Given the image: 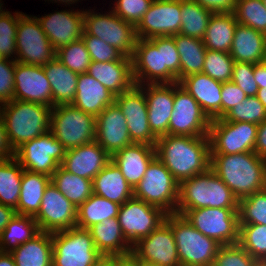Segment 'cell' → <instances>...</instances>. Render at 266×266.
I'll return each instance as SVG.
<instances>
[{"instance_id": "cell-1", "label": "cell", "mask_w": 266, "mask_h": 266, "mask_svg": "<svg viewBox=\"0 0 266 266\" xmlns=\"http://www.w3.org/2000/svg\"><path fill=\"white\" fill-rule=\"evenodd\" d=\"M156 157L180 184L210 168L209 136L164 135L157 138Z\"/></svg>"}, {"instance_id": "cell-2", "label": "cell", "mask_w": 266, "mask_h": 266, "mask_svg": "<svg viewBox=\"0 0 266 266\" xmlns=\"http://www.w3.org/2000/svg\"><path fill=\"white\" fill-rule=\"evenodd\" d=\"M210 168L231 189L238 201L266 188V159L254 151L211 154Z\"/></svg>"}, {"instance_id": "cell-3", "label": "cell", "mask_w": 266, "mask_h": 266, "mask_svg": "<svg viewBox=\"0 0 266 266\" xmlns=\"http://www.w3.org/2000/svg\"><path fill=\"white\" fill-rule=\"evenodd\" d=\"M51 109L43 104L15 99L1 104L0 114L13 151L50 131Z\"/></svg>"}, {"instance_id": "cell-4", "label": "cell", "mask_w": 266, "mask_h": 266, "mask_svg": "<svg viewBox=\"0 0 266 266\" xmlns=\"http://www.w3.org/2000/svg\"><path fill=\"white\" fill-rule=\"evenodd\" d=\"M239 201L231 189L209 168L179 184L178 215L191 209L238 208Z\"/></svg>"}, {"instance_id": "cell-5", "label": "cell", "mask_w": 266, "mask_h": 266, "mask_svg": "<svg viewBox=\"0 0 266 266\" xmlns=\"http://www.w3.org/2000/svg\"><path fill=\"white\" fill-rule=\"evenodd\" d=\"M165 221L173 231L181 266L212 265L221 244L203 235L181 215L167 214Z\"/></svg>"}, {"instance_id": "cell-6", "label": "cell", "mask_w": 266, "mask_h": 266, "mask_svg": "<svg viewBox=\"0 0 266 266\" xmlns=\"http://www.w3.org/2000/svg\"><path fill=\"white\" fill-rule=\"evenodd\" d=\"M96 117L71 104L51 109L50 132L68 150L96 139Z\"/></svg>"}, {"instance_id": "cell-7", "label": "cell", "mask_w": 266, "mask_h": 266, "mask_svg": "<svg viewBox=\"0 0 266 266\" xmlns=\"http://www.w3.org/2000/svg\"><path fill=\"white\" fill-rule=\"evenodd\" d=\"M134 198L175 214L179 199V183L165 165L155 157L134 188Z\"/></svg>"}, {"instance_id": "cell-8", "label": "cell", "mask_w": 266, "mask_h": 266, "mask_svg": "<svg viewBox=\"0 0 266 266\" xmlns=\"http://www.w3.org/2000/svg\"><path fill=\"white\" fill-rule=\"evenodd\" d=\"M52 266H91L102 254L88 229L73 227L52 233Z\"/></svg>"}, {"instance_id": "cell-9", "label": "cell", "mask_w": 266, "mask_h": 266, "mask_svg": "<svg viewBox=\"0 0 266 266\" xmlns=\"http://www.w3.org/2000/svg\"><path fill=\"white\" fill-rule=\"evenodd\" d=\"M182 216L203 235L222 246L238 243V208L205 207L188 210Z\"/></svg>"}, {"instance_id": "cell-10", "label": "cell", "mask_w": 266, "mask_h": 266, "mask_svg": "<svg viewBox=\"0 0 266 266\" xmlns=\"http://www.w3.org/2000/svg\"><path fill=\"white\" fill-rule=\"evenodd\" d=\"M116 48L124 56L132 58L137 41L136 28L113 11L98 14L84 11V31Z\"/></svg>"}, {"instance_id": "cell-11", "label": "cell", "mask_w": 266, "mask_h": 266, "mask_svg": "<svg viewBox=\"0 0 266 266\" xmlns=\"http://www.w3.org/2000/svg\"><path fill=\"white\" fill-rule=\"evenodd\" d=\"M65 153L63 145L48 131L23 143L14 151V157L24 169L51 177L63 162Z\"/></svg>"}, {"instance_id": "cell-12", "label": "cell", "mask_w": 266, "mask_h": 266, "mask_svg": "<svg viewBox=\"0 0 266 266\" xmlns=\"http://www.w3.org/2000/svg\"><path fill=\"white\" fill-rule=\"evenodd\" d=\"M19 17L16 34L17 62L27 65L44 66L56 57V50L42 30L37 17Z\"/></svg>"}, {"instance_id": "cell-13", "label": "cell", "mask_w": 266, "mask_h": 266, "mask_svg": "<svg viewBox=\"0 0 266 266\" xmlns=\"http://www.w3.org/2000/svg\"><path fill=\"white\" fill-rule=\"evenodd\" d=\"M258 125L250 122L211 120L209 140L211 154H238L254 151Z\"/></svg>"}, {"instance_id": "cell-14", "label": "cell", "mask_w": 266, "mask_h": 266, "mask_svg": "<svg viewBox=\"0 0 266 266\" xmlns=\"http://www.w3.org/2000/svg\"><path fill=\"white\" fill-rule=\"evenodd\" d=\"M166 216L161 208L133 197L120 205L117 218L123 236L133 246L162 224Z\"/></svg>"}, {"instance_id": "cell-15", "label": "cell", "mask_w": 266, "mask_h": 266, "mask_svg": "<svg viewBox=\"0 0 266 266\" xmlns=\"http://www.w3.org/2000/svg\"><path fill=\"white\" fill-rule=\"evenodd\" d=\"M211 120L198 102L180 85L174 83V104L169 120V135L208 136Z\"/></svg>"}, {"instance_id": "cell-16", "label": "cell", "mask_w": 266, "mask_h": 266, "mask_svg": "<svg viewBox=\"0 0 266 266\" xmlns=\"http://www.w3.org/2000/svg\"><path fill=\"white\" fill-rule=\"evenodd\" d=\"M115 102L125 116L131 141L155 146L157 137L149 126L143 85L134 84L129 90L116 96Z\"/></svg>"}, {"instance_id": "cell-17", "label": "cell", "mask_w": 266, "mask_h": 266, "mask_svg": "<svg viewBox=\"0 0 266 266\" xmlns=\"http://www.w3.org/2000/svg\"><path fill=\"white\" fill-rule=\"evenodd\" d=\"M34 219L40 231H65L76 227L77 208L50 182Z\"/></svg>"}, {"instance_id": "cell-18", "label": "cell", "mask_w": 266, "mask_h": 266, "mask_svg": "<svg viewBox=\"0 0 266 266\" xmlns=\"http://www.w3.org/2000/svg\"><path fill=\"white\" fill-rule=\"evenodd\" d=\"M132 254L140 261L158 266H181L170 225L164 221L147 237L132 246Z\"/></svg>"}, {"instance_id": "cell-19", "label": "cell", "mask_w": 266, "mask_h": 266, "mask_svg": "<svg viewBox=\"0 0 266 266\" xmlns=\"http://www.w3.org/2000/svg\"><path fill=\"white\" fill-rule=\"evenodd\" d=\"M135 28L140 39L179 34L181 0H154Z\"/></svg>"}, {"instance_id": "cell-20", "label": "cell", "mask_w": 266, "mask_h": 266, "mask_svg": "<svg viewBox=\"0 0 266 266\" xmlns=\"http://www.w3.org/2000/svg\"><path fill=\"white\" fill-rule=\"evenodd\" d=\"M132 76L136 85L144 82L163 84L162 36L137 38L132 56Z\"/></svg>"}, {"instance_id": "cell-21", "label": "cell", "mask_w": 266, "mask_h": 266, "mask_svg": "<svg viewBox=\"0 0 266 266\" xmlns=\"http://www.w3.org/2000/svg\"><path fill=\"white\" fill-rule=\"evenodd\" d=\"M14 99L52 107V90L43 66L15 60Z\"/></svg>"}, {"instance_id": "cell-22", "label": "cell", "mask_w": 266, "mask_h": 266, "mask_svg": "<svg viewBox=\"0 0 266 266\" xmlns=\"http://www.w3.org/2000/svg\"><path fill=\"white\" fill-rule=\"evenodd\" d=\"M96 127L95 141L110 156L133 143L125 116L115 101L96 117Z\"/></svg>"}, {"instance_id": "cell-23", "label": "cell", "mask_w": 266, "mask_h": 266, "mask_svg": "<svg viewBox=\"0 0 266 266\" xmlns=\"http://www.w3.org/2000/svg\"><path fill=\"white\" fill-rule=\"evenodd\" d=\"M37 19L56 51L82 38L84 11H59Z\"/></svg>"}, {"instance_id": "cell-24", "label": "cell", "mask_w": 266, "mask_h": 266, "mask_svg": "<svg viewBox=\"0 0 266 266\" xmlns=\"http://www.w3.org/2000/svg\"><path fill=\"white\" fill-rule=\"evenodd\" d=\"M146 85L144 88L145 83L143 84V92L146 97L150 129L157 138L168 135L174 104V83Z\"/></svg>"}, {"instance_id": "cell-25", "label": "cell", "mask_w": 266, "mask_h": 266, "mask_svg": "<svg viewBox=\"0 0 266 266\" xmlns=\"http://www.w3.org/2000/svg\"><path fill=\"white\" fill-rule=\"evenodd\" d=\"M111 161V156L96 142L66 150L61 167L69 173L89 180Z\"/></svg>"}, {"instance_id": "cell-26", "label": "cell", "mask_w": 266, "mask_h": 266, "mask_svg": "<svg viewBox=\"0 0 266 266\" xmlns=\"http://www.w3.org/2000/svg\"><path fill=\"white\" fill-rule=\"evenodd\" d=\"M180 85L198 102L210 120L222 118V82L204 73L183 78Z\"/></svg>"}, {"instance_id": "cell-27", "label": "cell", "mask_w": 266, "mask_h": 266, "mask_svg": "<svg viewBox=\"0 0 266 266\" xmlns=\"http://www.w3.org/2000/svg\"><path fill=\"white\" fill-rule=\"evenodd\" d=\"M87 73L115 97L129 90L135 84L132 76V58L126 56L110 62L92 61Z\"/></svg>"}, {"instance_id": "cell-28", "label": "cell", "mask_w": 266, "mask_h": 266, "mask_svg": "<svg viewBox=\"0 0 266 266\" xmlns=\"http://www.w3.org/2000/svg\"><path fill=\"white\" fill-rule=\"evenodd\" d=\"M156 157L155 147L132 143L111 156L126 181L134 189L144 176L150 162Z\"/></svg>"}, {"instance_id": "cell-29", "label": "cell", "mask_w": 266, "mask_h": 266, "mask_svg": "<svg viewBox=\"0 0 266 266\" xmlns=\"http://www.w3.org/2000/svg\"><path fill=\"white\" fill-rule=\"evenodd\" d=\"M114 101L115 96L94 77L88 73L79 74L72 106L97 117Z\"/></svg>"}, {"instance_id": "cell-30", "label": "cell", "mask_w": 266, "mask_h": 266, "mask_svg": "<svg viewBox=\"0 0 266 266\" xmlns=\"http://www.w3.org/2000/svg\"><path fill=\"white\" fill-rule=\"evenodd\" d=\"M229 54L235 62L262 63L266 54V34L237 23Z\"/></svg>"}, {"instance_id": "cell-31", "label": "cell", "mask_w": 266, "mask_h": 266, "mask_svg": "<svg viewBox=\"0 0 266 266\" xmlns=\"http://www.w3.org/2000/svg\"><path fill=\"white\" fill-rule=\"evenodd\" d=\"M92 186L94 194L119 205L134 197V189L112 161L95 176Z\"/></svg>"}, {"instance_id": "cell-32", "label": "cell", "mask_w": 266, "mask_h": 266, "mask_svg": "<svg viewBox=\"0 0 266 266\" xmlns=\"http://www.w3.org/2000/svg\"><path fill=\"white\" fill-rule=\"evenodd\" d=\"M52 90V108L72 104L79 74L71 71L56 57L43 66Z\"/></svg>"}, {"instance_id": "cell-33", "label": "cell", "mask_w": 266, "mask_h": 266, "mask_svg": "<svg viewBox=\"0 0 266 266\" xmlns=\"http://www.w3.org/2000/svg\"><path fill=\"white\" fill-rule=\"evenodd\" d=\"M88 230L95 248L102 255L125 256L132 253V246L123 236L118 218L105 219Z\"/></svg>"}, {"instance_id": "cell-34", "label": "cell", "mask_w": 266, "mask_h": 266, "mask_svg": "<svg viewBox=\"0 0 266 266\" xmlns=\"http://www.w3.org/2000/svg\"><path fill=\"white\" fill-rule=\"evenodd\" d=\"M52 233L40 231L12 250L16 266H52Z\"/></svg>"}, {"instance_id": "cell-35", "label": "cell", "mask_w": 266, "mask_h": 266, "mask_svg": "<svg viewBox=\"0 0 266 266\" xmlns=\"http://www.w3.org/2000/svg\"><path fill=\"white\" fill-rule=\"evenodd\" d=\"M50 182V176L24 169L16 214L35 216L40 209L45 188Z\"/></svg>"}, {"instance_id": "cell-36", "label": "cell", "mask_w": 266, "mask_h": 266, "mask_svg": "<svg viewBox=\"0 0 266 266\" xmlns=\"http://www.w3.org/2000/svg\"><path fill=\"white\" fill-rule=\"evenodd\" d=\"M237 23L234 13L212 14L202 38L206 49L229 53Z\"/></svg>"}, {"instance_id": "cell-37", "label": "cell", "mask_w": 266, "mask_h": 266, "mask_svg": "<svg viewBox=\"0 0 266 266\" xmlns=\"http://www.w3.org/2000/svg\"><path fill=\"white\" fill-rule=\"evenodd\" d=\"M180 56V81L188 75L202 73L207 51L202 39L182 34L174 35Z\"/></svg>"}, {"instance_id": "cell-38", "label": "cell", "mask_w": 266, "mask_h": 266, "mask_svg": "<svg viewBox=\"0 0 266 266\" xmlns=\"http://www.w3.org/2000/svg\"><path fill=\"white\" fill-rule=\"evenodd\" d=\"M120 205L104 197L92 194L77 208L76 227L89 229L105 219L117 218Z\"/></svg>"}, {"instance_id": "cell-39", "label": "cell", "mask_w": 266, "mask_h": 266, "mask_svg": "<svg viewBox=\"0 0 266 266\" xmlns=\"http://www.w3.org/2000/svg\"><path fill=\"white\" fill-rule=\"evenodd\" d=\"M51 183L78 208L92 194V180L76 176L59 166L51 176Z\"/></svg>"}, {"instance_id": "cell-40", "label": "cell", "mask_w": 266, "mask_h": 266, "mask_svg": "<svg viewBox=\"0 0 266 266\" xmlns=\"http://www.w3.org/2000/svg\"><path fill=\"white\" fill-rule=\"evenodd\" d=\"M24 168L14 156L0 160V203L14 209L21 191V179Z\"/></svg>"}, {"instance_id": "cell-41", "label": "cell", "mask_w": 266, "mask_h": 266, "mask_svg": "<svg viewBox=\"0 0 266 266\" xmlns=\"http://www.w3.org/2000/svg\"><path fill=\"white\" fill-rule=\"evenodd\" d=\"M39 232L34 216L16 214L0 235V251L11 252Z\"/></svg>"}, {"instance_id": "cell-42", "label": "cell", "mask_w": 266, "mask_h": 266, "mask_svg": "<svg viewBox=\"0 0 266 266\" xmlns=\"http://www.w3.org/2000/svg\"><path fill=\"white\" fill-rule=\"evenodd\" d=\"M212 12L193 0H181L180 34L202 39Z\"/></svg>"}, {"instance_id": "cell-43", "label": "cell", "mask_w": 266, "mask_h": 266, "mask_svg": "<svg viewBox=\"0 0 266 266\" xmlns=\"http://www.w3.org/2000/svg\"><path fill=\"white\" fill-rule=\"evenodd\" d=\"M233 13L238 23L266 34V8L263 0H236Z\"/></svg>"}, {"instance_id": "cell-44", "label": "cell", "mask_w": 266, "mask_h": 266, "mask_svg": "<svg viewBox=\"0 0 266 266\" xmlns=\"http://www.w3.org/2000/svg\"><path fill=\"white\" fill-rule=\"evenodd\" d=\"M238 243L255 259L266 260V225L239 224Z\"/></svg>"}, {"instance_id": "cell-45", "label": "cell", "mask_w": 266, "mask_h": 266, "mask_svg": "<svg viewBox=\"0 0 266 266\" xmlns=\"http://www.w3.org/2000/svg\"><path fill=\"white\" fill-rule=\"evenodd\" d=\"M238 213L239 224L266 225V188L240 199Z\"/></svg>"}, {"instance_id": "cell-46", "label": "cell", "mask_w": 266, "mask_h": 266, "mask_svg": "<svg viewBox=\"0 0 266 266\" xmlns=\"http://www.w3.org/2000/svg\"><path fill=\"white\" fill-rule=\"evenodd\" d=\"M56 58L77 74L87 73L91 57L82 39L56 51Z\"/></svg>"}, {"instance_id": "cell-47", "label": "cell", "mask_w": 266, "mask_h": 266, "mask_svg": "<svg viewBox=\"0 0 266 266\" xmlns=\"http://www.w3.org/2000/svg\"><path fill=\"white\" fill-rule=\"evenodd\" d=\"M222 119L259 125L266 120V110L256 96H247L242 102H239L238 105L228 111Z\"/></svg>"}, {"instance_id": "cell-48", "label": "cell", "mask_w": 266, "mask_h": 266, "mask_svg": "<svg viewBox=\"0 0 266 266\" xmlns=\"http://www.w3.org/2000/svg\"><path fill=\"white\" fill-rule=\"evenodd\" d=\"M234 62L229 53L207 49L202 73L222 83L231 81Z\"/></svg>"}, {"instance_id": "cell-49", "label": "cell", "mask_w": 266, "mask_h": 266, "mask_svg": "<svg viewBox=\"0 0 266 266\" xmlns=\"http://www.w3.org/2000/svg\"><path fill=\"white\" fill-rule=\"evenodd\" d=\"M163 84L180 82V56L174 36H162Z\"/></svg>"}, {"instance_id": "cell-50", "label": "cell", "mask_w": 266, "mask_h": 266, "mask_svg": "<svg viewBox=\"0 0 266 266\" xmlns=\"http://www.w3.org/2000/svg\"><path fill=\"white\" fill-rule=\"evenodd\" d=\"M21 15L20 12L12 15L6 11L0 16V54L4 58H10L16 52L17 26Z\"/></svg>"}, {"instance_id": "cell-51", "label": "cell", "mask_w": 266, "mask_h": 266, "mask_svg": "<svg viewBox=\"0 0 266 266\" xmlns=\"http://www.w3.org/2000/svg\"><path fill=\"white\" fill-rule=\"evenodd\" d=\"M255 260L239 243H236L221 246L211 266H251Z\"/></svg>"}, {"instance_id": "cell-52", "label": "cell", "mask_w": 266, "mask_h": 266, "mask_svg": "<svg viewBox=\"0 0 266 266\" xmlns=\"http://www.w3.org/2000/svg\"><path fill=\"white\" fill-rule=\"evenodd\" d=\"M90 54L91 61L110 62L120 60L124 55L98 37L83 33L81 38Z\"/></svg>"}, {"instance_id": "cell-53", "label": "cell", "mask_w": 266, "mask_h": 266, "mask_svg": "<svg viewBox=\"0 0 266 266\" xmlns=\"http://www.w3.org/2000/svg\"><path fill=\"white\" fill-rule=\"evenodd\" d=\"M153 1L154 0H118L112 11L117 16L136 27Z\"/></svg>"}, {"instance_id": "cell-54", "label": "cell", "mask_w": 266, "mask_h": 266, "mask_svg": "<svg viewBox=\"0 0 266 266\" xmlns=\"http://www.w3.org/2000/svg\"><path fill=\"white\" fill-rule=\"evenodd\" d=\"M232 82H234L246 96H256L259 89L254 78V64L249 62H234Z\"/></svg>"}, {"instance_id": "cell-55", "label": "cell", "mask_w": 266, "mask_h": 266, "mask_svg": "<svg viewBox=\"0 0 266 266\" xmlns=\"http://www.w3.org/2000/svg\"><path fill=\"white\" fill-rule=\"evenodd\" d=\"M0 58V105L14 99L15 60Z\"/></svg>"}, {"instance_id": "cell-56", "label": "cell", "mask_w": 266, "mask_h": 266, "mask_svg": "<svg viewBox=\"0 0 266 266\" xmlns=\"http://www.w3.org/2000/svg\"><path fill=\"white\" fill-rule=\"evenodd\" d=\"M245 98L246 94L234 82H224L221 90L222 117Z\"/></svg>"}, {"instance_id": "cell-57", "label": "cell", "mask_w": 266, "mask_h": 266, "mask_svg": "<svg viewBox=\"0 0 266 266\" xmlns=\"http://www.w3.org/2000/svg\"><path fill=\"white\" fill-rule=\"evenodd\" d=\"M213 14L233 13L236 0H193Z\"/></svg>"}, {"instance_id": "cell-58", "label": "cell", "mask_w": 266, "mask_h": 266, "mask_svg": "<svg viewBox=\"0 0 266 266\" xmlns=\"http://www.w3.org/2000/svg\"><path fill=\"white\" fill-rule=\"evenodd\" d=\"M254 152L266 159V120L258 125Z\"/></svg>"}, {"instance_id": "cell-59", "label": "cell", "mask_w": 266, "mask_h": 266, "mask_svg": "<svg viewBox=\"0 0 266 266\" xmlns=\"http://www.w3.org/2000/svg\"><path fill=\"white\" fill-rule=\"evenodd\" d=\"M12 156H14V151L8 142L5 125L0 114V160L8 159Z\"/></svg>"}, {"instance_id": "cell-60", "label": "cell", "mask_w": 266, "mask_h": 266, "mask_svg": "<svg viewBox=\"0 0 266 266\" xmlns=\"http://www.w3.org/2000/svg\"><path fill=\"white\" fill-rule=\"evenodd\" d=\"M15 215L14 208L0 203V235Z\"/></svg>"}, {"instance_id": "cell-61", "label": "cell", "mask_w": 266, "mask_h": 266, "mask_svg": "<svg viewBox=\"0 0 266 266\" xmlns=\"http://www.w3.org/2000/svg\"><path fill=\"white\" fill-rule=\"evenodd\" d=\"M254 78L260 88H266V65L262 63L254 64Z\"/></svg>"}, {"instance_id": "cell-62", "label": "cell", "mask_w": 266, "mask_h": 266, "mask_svg": "<svg viewBox=\"0 0 266 266\" xmlns=\"http://www.w3.org/2000/svg\"><path fill=\"white\" fill-rule=\"evenodd\" d=\"M114 266H141V262L131 253L125 256H114Z\"/></svg>"}, {"instance_id": "cell-63", "label": "cell", "mask_w": 266, "mask_h": 266, "mask_svg": "<svg viewBox=\"0 0 266 266\" xmlns=\"http://www.w3.org/2000/svg\"><path fill=\"white\" fill-rule=\"evenodd\" d=\"M91 266H114V255H102Z\"/></svg>"}, {"instance_id": "cell-64", "label": "cell", "mask_w": 266, "mask_h": 266, "mask_svg": "<svg viewBox=\"0 0 266 266\" xmlns=\"http://www.w3.org/2000/svg\"><path fill=\"white\" fill-rule=\"evenodd\" d=\"M0 266H16L14 258L10 252L0 251Z\"/></svg>"}, {"instance_id": "cell-65", "label": "cell", "mask_w": 266, "mask_h": 266, "mask_svg": "<svg viewBox=\"0 0 266 266\" xmlns=\"http://www.w3.org/2000/svg\"><path fill=\"white\" fill-rule=\"evenodd\" d=\"M256 97L264 105V108L266 110V88L258 89Z\"/></svg>"}, {"instance_id": "cell-66", "label": "cell", "mask_w": 266, "mask_h": 266, "mask_svg": "<svg viewBox=\"0 0 266 266\" xmlns=\"http://www.w3.org/2000/svg\"><path fill=\"white\" fill-rule=\"evenodd\" d=\"M251 266H266V260L256 259Z\"/></svg>"}, {"instance_id": "cell-67", "label": "cell", "mask_w": 266, "mask_h": 266, "mask_svg": "<svg viewBox=\"0 0 266 266\" xmlns=\"http://www.w3.org/2000/svg\"><path fill=\"white\" fill-rule=\"evenodd\" d=\"M53 1V0H52ZM56 1V0H55ZM60 2H66L67 4H72V3H75L77 2L78 0H58ZM70 2V3H69ZM72 2V3H71Z\"/></svg>"}, {"instance_id": "cell-68", "label": "cell", "mask_w": 266, "mask_h": 266, "mask_svg": "<svg viewBox=\"0 0 266 266\" xmlns=\"http://www.w3.org/2000/svg\"><path fill=\"white\" fill-rule=\"evenodd\" d=\"M141 266H158V265H153V264H148L145 262H141Z\"/></svg>"}, {"instance_id": "cell-69", "label": "cell", "mask_w": 266, "mask_h": 266, "mask_svg": "<svg viewBox=\"0 0 266 266\" xmlns=\"http://www.w3.org/2000/svg\"><path fill=\"white\" fill-rule=\"evenodd\" d=\"M2 9H3V8H2V4L0 3V16L6 13V12L3 11Z\"/></svg>"}, {"instance_id": "cell-70", "label": "cell", "mask_w": 266, "mask_h": 266, "mask_svg": "<svg viewBox=\"0 0 266 266\" xmlns=\"http://www.w3.org/2000/svg\"><path fill=\"white\" fill-rule=\"evenodd\" d=\"M263 63L266 65V54H265Z\"/></svg>"}]
</instances>
